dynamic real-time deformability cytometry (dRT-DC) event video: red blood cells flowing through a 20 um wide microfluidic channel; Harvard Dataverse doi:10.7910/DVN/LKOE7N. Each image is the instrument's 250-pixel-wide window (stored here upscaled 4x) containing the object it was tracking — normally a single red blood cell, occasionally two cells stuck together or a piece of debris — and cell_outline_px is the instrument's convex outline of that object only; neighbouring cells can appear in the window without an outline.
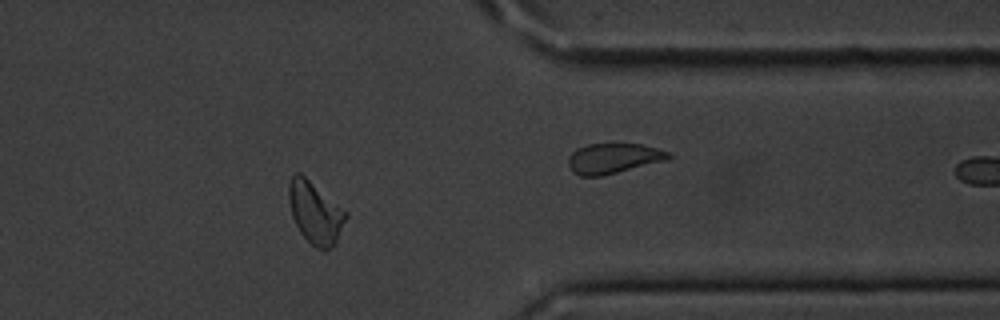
{"species": "common noctule bat (a hibernating species)", "species_latin": "Nyctalus noctula", "temperature_condition": "cold", "stored_images_in_passage": 16, "camera_frame_rate_fps": 3000, "um_per_image_px": 0.085, "animal": {"sex": "male", "body_mass_g": 20.1, "forearm_length_mm": 53.5}, "frame": {"image": 1, "passage_image": 12, "time_ms": 3.667, "image_size_px": [1000, 320], "cell_outline_px": [[348, 216], [336, 244], [332, 248], [324, 252], [316, 248], [300, 232], [292, 216], [288, 200], [288, 184], [292, 176], [296, 172], [300, 172], [348, 212]], "centroid_in_image_um": [26.81, 18.09], "position_along_channel_um": 384.6, "area_um2": 20.87}}
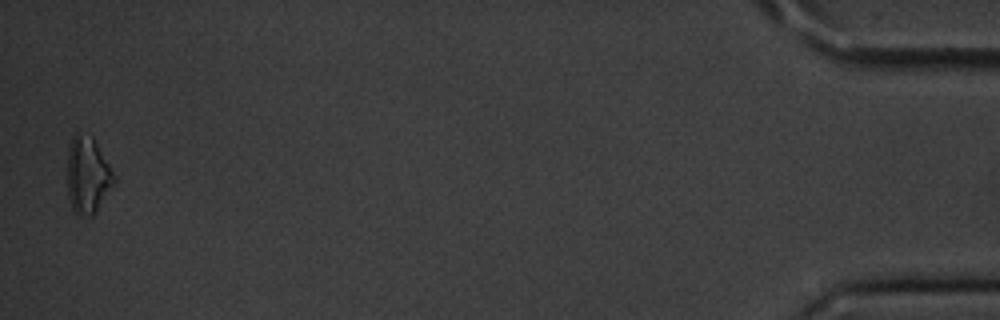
{"frame": {"image": 2, "passage_image": 16, "time_ms": 5.0, "image_size_px": [1000, 320], "cell_outline_px": [[116, 184], [96, 212], [92, 216], [76, 216], [72, 208], [68, 196], [68, 148], [72, 136], [76, 128], [92, 136], [116, 176]], "centroid_in_image_um": [7.46, 14.87], "position_along_channel_um": 427.7, "area_um2": 21.5}}